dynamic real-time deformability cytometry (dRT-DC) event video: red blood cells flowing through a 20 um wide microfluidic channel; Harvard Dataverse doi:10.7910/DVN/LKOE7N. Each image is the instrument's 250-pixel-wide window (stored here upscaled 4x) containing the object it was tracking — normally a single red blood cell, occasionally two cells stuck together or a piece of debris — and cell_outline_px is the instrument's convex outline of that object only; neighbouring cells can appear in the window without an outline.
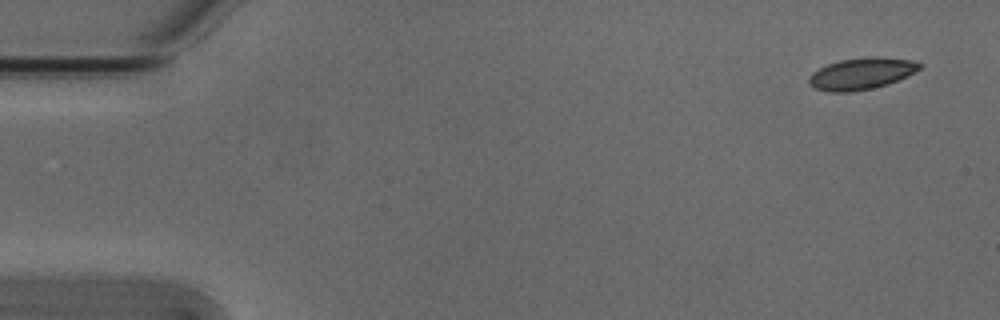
{"species": "Egyptian fruit bat (a non-hibernating species)", "species_latin": "Rousettus aegyptiacus", "temperature_condition": "cold", "stored_images_in_passage": 48, "camera_frame_rate_fps": 3000, "um_per_image_px": 0.085, "animal": {"sex": "male"}, "frame": {"image": 1, "passage_image": 1, "time_ms": 0.0, "image_size_px": [1000, 320], "cell_outline_px": [[924, 64], [916, 72], [888, 84], [872, 88], [852, 92], [828, 92], [816, 88], [808, 84], [808, 76], [812, 72], [828, 64], [840, 60], [868, 56], [884, 56], [916, 60]], "centroid_in_image_um": [73.26, 6.24], "position_along_channel_um": 11.7, "area_um2": 20.81}}
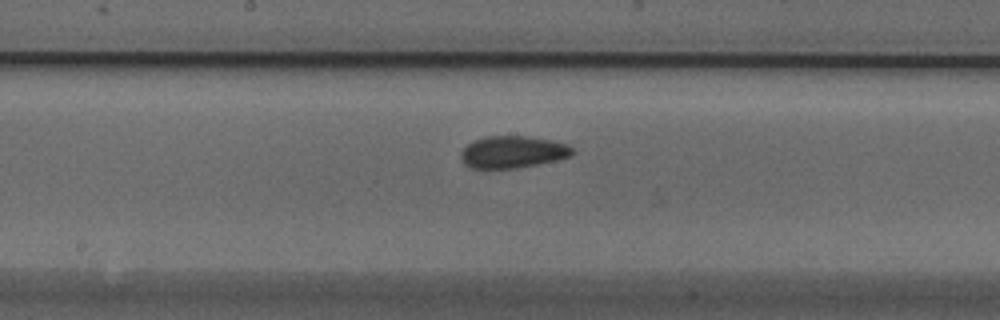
{"frame": {"image": 2, "passage_image": 26, "time_ms": 8.333, "image_size_px": [1000, 320], "cell_outline_px": [[576, 152], [572, 156], [556, 160], [516, 168], [472, 168], [464, 164], [460, 160], [460, 152], [468, 144], [484, 136], [524, 136], [552, 140], [568, 144]], "centroid_in_image_um": [43.59, 12.92], "position_along_channel_um": 204.6, "area_um2": 20.87}}
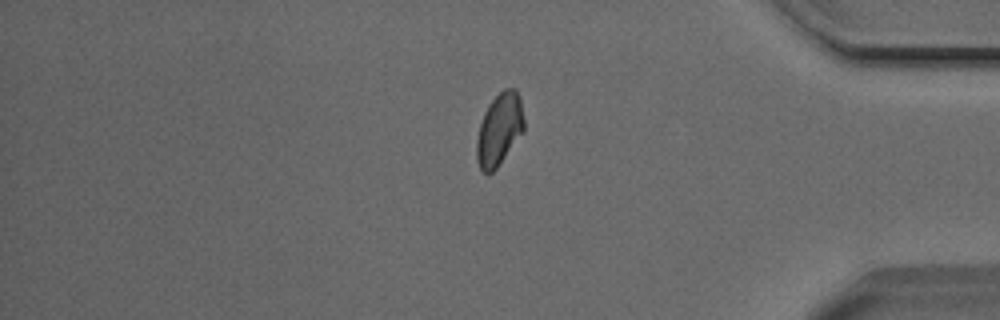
{"frame": {"image": 3, "passage_image": 43, "time_ms": 14.0, "image_size_px": [1000, 320], "cell_outline_px": [[524, 132], [496, 168], [492, 172], [484, 172], [480, 168], [476, 160], [476, 140], [480, 124], [484, 112], [488, 104], [504, 88], [516, 88], [520, 96], [524, 120]], "centroid_in_image_um": [42.45, 10.98], "position_along_channel_um": 392.8, "area_um2": 20.0}}